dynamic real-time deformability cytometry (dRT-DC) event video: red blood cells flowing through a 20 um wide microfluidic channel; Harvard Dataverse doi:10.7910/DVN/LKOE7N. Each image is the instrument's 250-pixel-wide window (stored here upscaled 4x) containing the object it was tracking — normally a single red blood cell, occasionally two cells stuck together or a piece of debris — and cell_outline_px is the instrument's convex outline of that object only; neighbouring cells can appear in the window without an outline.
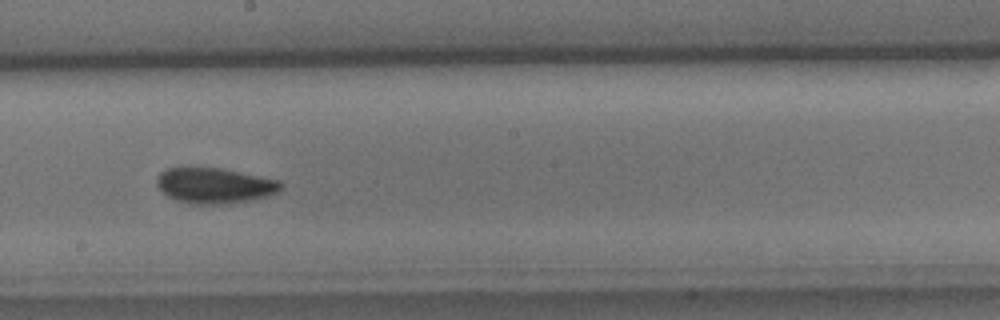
{"species": "common noctule bat (a hibernating species)", "species_latin": "Nyctalus noctula", "temperature_condition": "cold", "stored_images_in_passage": 20, "camera_frame_rate_fps": 3000, "um_per_image_px": 0.085, "animal": {"sex": "male", "body_mass_g": 15.6}, "frame": {"image": 1, "passage_image": 17, "time_ms": 5.333, "image_size_px": [1000, 320], "cell_outline_px": [[284, 184], [276, 192], [268, 196], [252, 200], [224, 204], [188, 204], [176, 200], [168, 196], [156, 184], [156, 176], [160, 172], [168, 168], [220, 168], [280, 180]], "centroid_in_image_um": [18.24, 15.78], "position_along_channel_um": 230.0, "area_um2": 25.66}}